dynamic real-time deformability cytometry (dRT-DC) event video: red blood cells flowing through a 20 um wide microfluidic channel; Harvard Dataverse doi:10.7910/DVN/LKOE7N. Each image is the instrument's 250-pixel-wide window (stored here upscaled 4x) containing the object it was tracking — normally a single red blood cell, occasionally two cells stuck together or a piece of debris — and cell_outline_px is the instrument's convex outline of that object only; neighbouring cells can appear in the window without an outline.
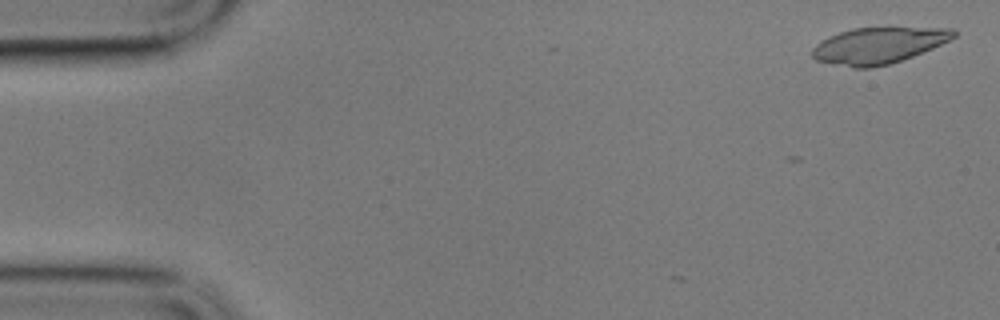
{"species": "common noctule bat (a hibernating species)", "species_latin": "Nyctalus noctula", "temperature_condition": "cold", "stored_images_in_passage": 2, "camera_frame_rate_fps": 3000, "um_per_image_px": 0.085, "animal": {"sex": "male", "body_mass_g": 17.9}, "frame": {"image": 1, "passage_image": 2, "time_ms": 0.333, "image_size_px": [1000, 320], "cell_outline_px": [[956, 36], [932, 48], [912, 56], [888, 64], [872, 68], [852, 68], [816, 60], [812, 56], [812, 48], [820, 40], [828, 36], [852, 28], [952, 28], [956, 32]], "centroid_in_image_um": [74.61, 3.87], "position_along_channel_um": 10.4, "area_um2": 29.59}}